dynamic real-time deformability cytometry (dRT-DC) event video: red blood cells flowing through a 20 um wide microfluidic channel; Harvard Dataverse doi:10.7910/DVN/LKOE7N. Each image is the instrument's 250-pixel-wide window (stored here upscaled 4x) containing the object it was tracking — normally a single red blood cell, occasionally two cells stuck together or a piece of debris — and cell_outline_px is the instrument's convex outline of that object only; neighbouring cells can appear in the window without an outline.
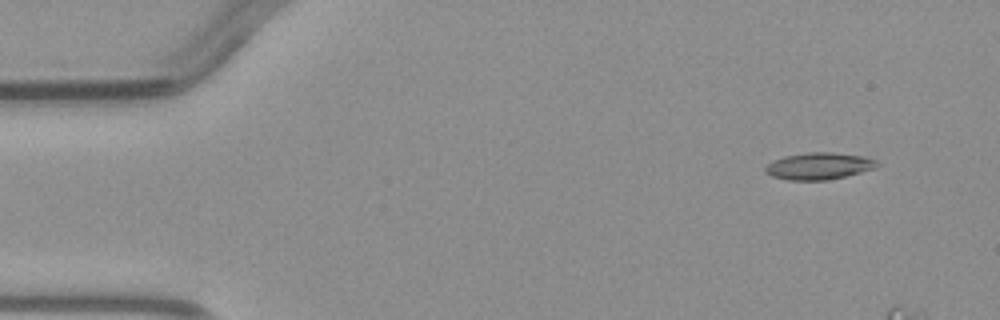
{"species": "common noctule bat (a hibernating species)", "species_latin": "Nyctalus noctula", "temperature_condition": "warm", "stored_images_in_passage": 4, "segment_of_instrument_passage": [2, 2], "camera_frame_rate_fps": 3000, "um_per_image_px": 0.085, "animal": {"sex": "male", "body_mass_g": 23.1, "forearm_length_mm": 52.7}, "frame": {"image": 1, "passage_image": 4, "time_ms": 3.667, "image_size_px": [1000, 320], "cell_outline_px": [[880, 164], [876, 168], [828, 180], [788, 180], [772, 176], [764, 172], [764, 168], [768, 164], [784, 156], [808, 152], [832, 152], [868, 156], [876, 160]], "centroid_in_image_um": [69.64, 14.1], "position_along_channel_um": 15.4, "area_um2": 17.57}}